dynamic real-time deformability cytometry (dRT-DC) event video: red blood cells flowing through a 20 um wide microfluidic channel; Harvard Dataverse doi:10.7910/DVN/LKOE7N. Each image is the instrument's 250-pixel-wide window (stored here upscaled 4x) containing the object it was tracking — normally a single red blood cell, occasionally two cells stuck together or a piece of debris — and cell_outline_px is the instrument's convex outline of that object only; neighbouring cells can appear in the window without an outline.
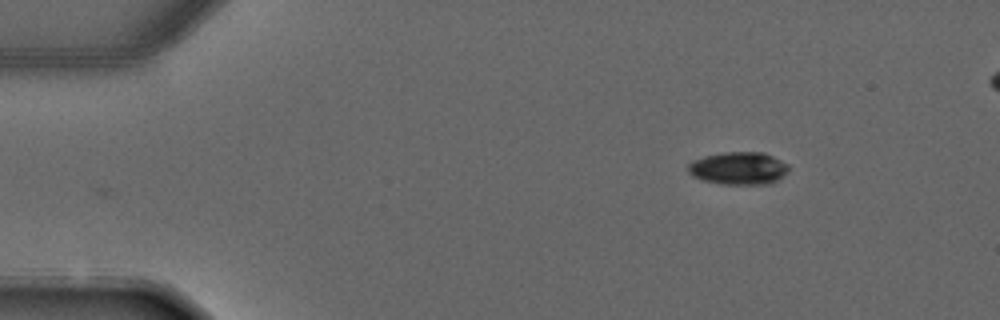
{"species": "common noctule bat (a hibernating species)", "species_latin": "Nyctalus noctula", "temperature_condition": "warm", "stored_images_in_passage": 3, "camera_frame_rate_fps": 3000, "um_per_image_px": 0.085, "animal": {"sex": "male", "forearm_length_mm": 52.5}, "frame": {"image": 1, "passage_image": 3, "time_ms": 2.333, "image_size_px": [1000, 320], "cell_outline_px": [[788, 172], [776, 180], [768, 184], [720, 184], [704, 180], [692, 176], [688, 172], [688, 164], [692, 160], [704, 156], [724, 152], [764, 152], [788, 164]], "centroid_in_image_um": [62.76, 14.3], "position_along_channel_um": 22.2, "area_um2": 19.13}}